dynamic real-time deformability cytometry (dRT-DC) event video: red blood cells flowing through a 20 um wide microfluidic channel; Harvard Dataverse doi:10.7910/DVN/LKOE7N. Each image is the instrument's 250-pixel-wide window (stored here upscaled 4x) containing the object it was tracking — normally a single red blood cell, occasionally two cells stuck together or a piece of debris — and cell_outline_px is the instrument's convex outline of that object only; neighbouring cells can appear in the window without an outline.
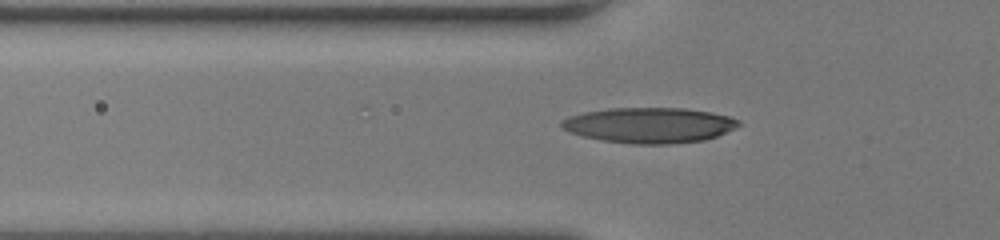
{"species": "human", "species_latin": "Homo sapiens", "temperature_condition": "room temperature", "stored_images_in_passage": 38, "camera_frame_rate_fps": 3000, "um_per_image_px": 0.085, "donor": {"sex": "female"}, "frame": {"image": 1, "passage_image": 9, "time_ms": 2.667, "image_size_px": [1000, 240], "cell_outline_px": [[740, 124], [736, 128], [716, 136], [704, 140], [672, 144], [632, 144], [604, 140], [584, 136], [568, 132], [560, 128], [560, 120], [568, 116], [584, 112], [608, 108], [684, 108], [712, 112], [728, 116], [740, 120]], "centroid_in_image_um": [55.17, 10.64], "position_along_channel_um": 70.6, "area_um2": 36.76}}
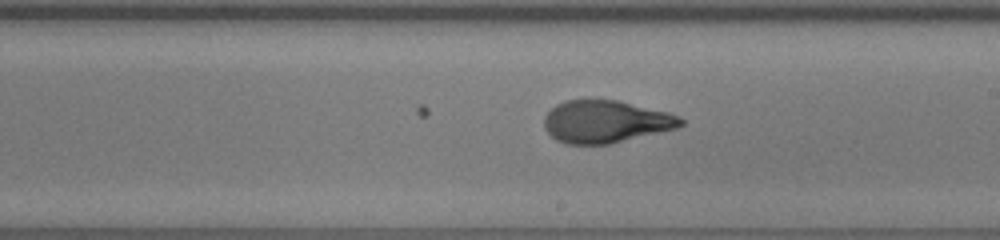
{"frame": {"image": 2, "passage_image": 21, "time_ms": 6.667, "image_size_px": [1000, 240], "cell_outline_px": [[684, 124], [676, 128], [608, 144], [568, 144], [556, 140], [544, 128], [544, 116], [556, 104], [564, 100], [616, 100], [668, 112], [680, 116], [684, 120]], "centroid_in_image_um": [51.47, 10.33], "position_along_channel_um": 237.5, "area_um2": 33.52}}
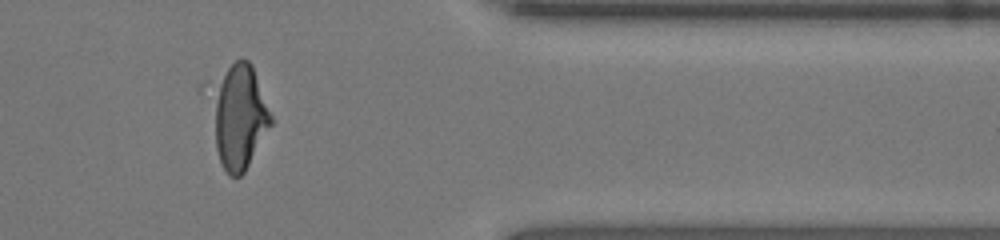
{"frame": {"image": 3, "passage_image": 33, "time_ms": 10.667, "image_size_px": [1000, 240], "cell_outline_px": [[272, 124], [244, 172], [240, 176], [228, 176], [220, 160], [196, 88], [204, 80], [236, 60], [248, 60], [252, 64], [272, 116]], "centroid_in_image_um": [20.02, 9.71], "position_along_channel_um": 391.4, "area_um2": 40.4}, "authors_computed_cell_mechanics": {"area_um2": 34.2754, "velocity_mm_per_s": 4.2204, "shape_relaxation_time_tau1_ms": 5.7232, "shape_relaxation_time_tau2_ms": 0.8911, "deformation_change_tau1": 0.2606, "deformation_change_tau2": 0.0736}}